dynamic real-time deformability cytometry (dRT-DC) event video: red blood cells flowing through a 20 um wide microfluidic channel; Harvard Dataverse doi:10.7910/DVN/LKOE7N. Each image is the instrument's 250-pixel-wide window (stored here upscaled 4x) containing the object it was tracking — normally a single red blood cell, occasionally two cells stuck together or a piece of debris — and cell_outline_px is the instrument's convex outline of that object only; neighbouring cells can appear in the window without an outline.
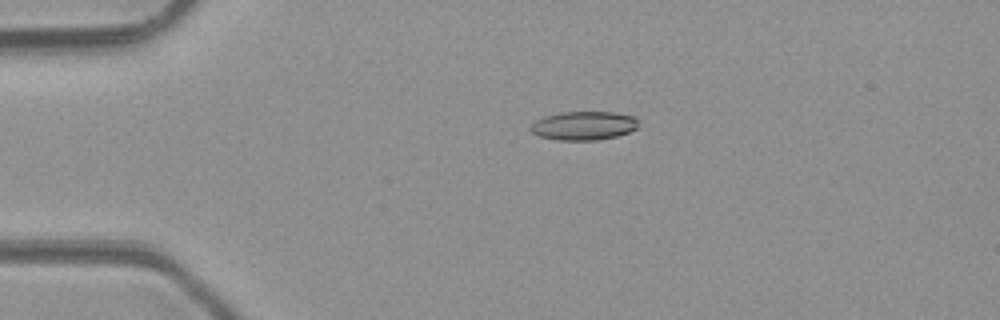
{"species": "common noctule bat (a hibernating species)", "species_latin": "Nyctalus noctula", "temperature_condition": "room temperature", "stored_images_in_passage": 2, "camera_frame_rate_fps": 3000, "um_per_image_px": 0.085, "animal": {"sex": "male", "body_mass_g": 23.1, "forearm_length_mm": 52.7}, "frame": {"image": 1, "passage_image": 1, "time_ms": 0.0, "image_size_px": [1000, 320], "cell_outline_px": [[640, 128], [616, 136], [596, 140], [556, 140], [540, 136], [532, 132], [528, 128], [536, 120], [544, 116], [560, 112], [612, 112], [636, 116]], "centroid_in_image_um": [49.64, 10.68], "position_along_channel_um": 35.4, "area_um2": 18.21}}